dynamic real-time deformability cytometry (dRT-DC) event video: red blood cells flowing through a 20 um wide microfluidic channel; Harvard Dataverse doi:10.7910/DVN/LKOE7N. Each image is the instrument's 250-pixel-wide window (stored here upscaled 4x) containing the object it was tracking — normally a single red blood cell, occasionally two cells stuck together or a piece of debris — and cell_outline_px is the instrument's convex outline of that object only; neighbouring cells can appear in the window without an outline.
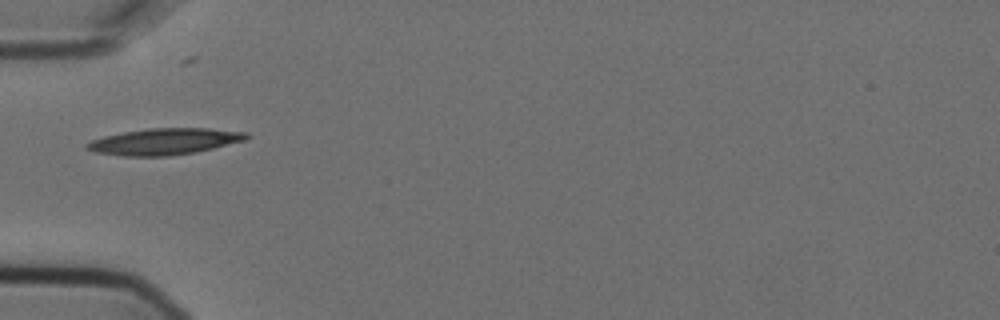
{"species": "Egyptian fruit bat (a non-hibernating species)", "species_latin": "Rousettus aegyptiacus", "temperature_condition": "cold", "stored_images_in_passage": 3, "camera_frame_rate_fps": 3000, "um_per_image_px": 0.085, "animal": {"sex": "female"}, "frame": {"image": 1, "passage_image": 1, "time_ms": 0.0, "image_size_px": [1000, 320], "cell_outline_px": [[252, 136], [244, 140], [196, 152], [168, 156], [124, 156], [96, 152], [84, 148], [84, 144], [92, 140], [104, 136], [124, 132], [148, 128], [208, 128], [248, 132]], "centroid_in_image_um": [13.97, 12.02], "position_along_channel_um": 71.0, "area_um2": 24.51}}
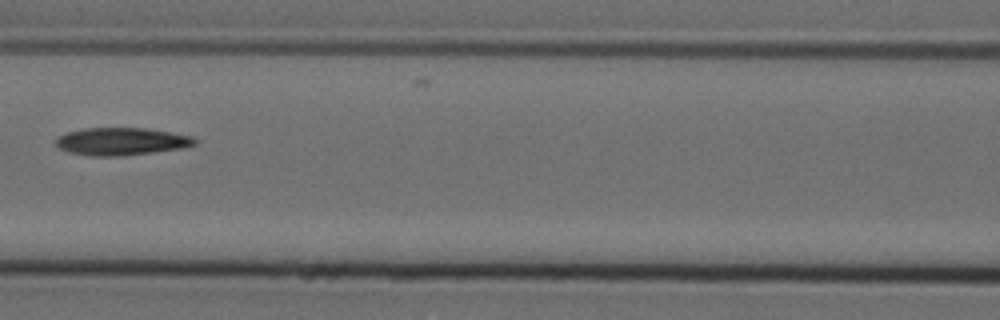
{"frame": {"image": 2, "passage_image": 3, "time_ms": 0.667, "image_size_px": [1000, 320], "cell_outline_px": [[196, 144], [184, 148], [124, 156], [92, 156], [68, 152], [60, 148], [56, 144], [56, 140], [64, 132], [84, 128], [148, 128], [192, 136], [196, 140]], "centroid_in_image_um": [10.33, 12.02], "position_along_channel_um": 156.3, "area_um2": 22.43}}